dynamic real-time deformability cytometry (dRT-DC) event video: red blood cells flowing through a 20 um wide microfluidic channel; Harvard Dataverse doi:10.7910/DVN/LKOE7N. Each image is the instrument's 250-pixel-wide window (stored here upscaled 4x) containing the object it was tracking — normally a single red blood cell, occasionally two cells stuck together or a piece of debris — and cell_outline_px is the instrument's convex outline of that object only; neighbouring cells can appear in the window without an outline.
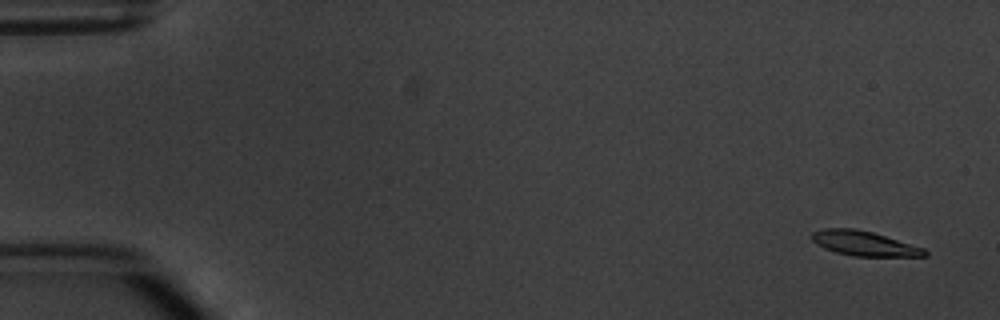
{"species": "common noctule bat (a hibernating species)", "species_latin": "Nyctalus noctula", "temperature_condition": "warm", "stored_images_in_passage": 4, "camera_frame_rate_fps": 3000, "um_per_image_px": 0.085, "animal": {"sex": "male", "body_mass_g": 20.1, "forearm_length_mm": 53.5}, "frame": {"image": 1, "passage_image": 1, "time_ms": 0.0, "image_size_px": [1000, 320], "cell_outline_px": [[928, 256], [852, 256], [836, 252], [824, 248], [816, 244], [812, 240], [812, 232], [824, 228], [856, 228], [872, 232], [924, 248], [928, 252]], "centroid_in_image_um": [73.43, 20.69], "position_along_channel_um": 11.6, "area_um2": 16.18}}
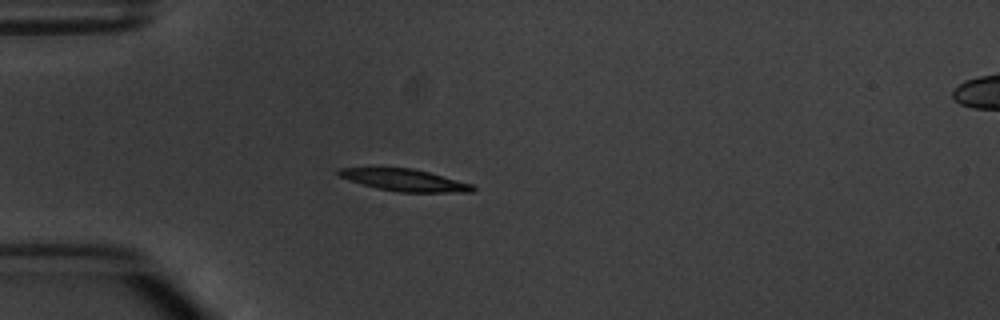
{"frame": {"image": 2, "passage_image": 4, "time_ms": 4.333, "image_size_px": [1000, 320], "cell_outline_px": [[476, 188], [472, 192], [400, 192], [376, 188], [348, 180], [340, 176], [336, 172], [340, 168], [412, 168], [428, 172], [472, 184]], "centroid_in_image_um": [34.39, 15.31], "position_along_channel_um": 50.6, "area_um2": 16.94}}